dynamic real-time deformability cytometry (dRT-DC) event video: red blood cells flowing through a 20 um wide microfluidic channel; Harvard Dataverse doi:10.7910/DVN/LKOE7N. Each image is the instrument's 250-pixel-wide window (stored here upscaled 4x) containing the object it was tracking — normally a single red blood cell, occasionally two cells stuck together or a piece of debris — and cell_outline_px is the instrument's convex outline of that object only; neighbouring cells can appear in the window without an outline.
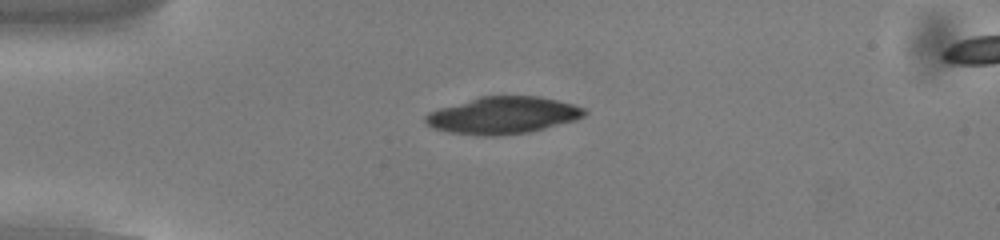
{"species": "common noctule bat (a hibernating species)", "species_latin": "Nyctalus noctula", "temperature_condition": "cold", "stored_images_in_passage": 53, "camera_frame_rate_fps": 3000, "um_per_image_px": 0.085, "animal": {"sex": "male", "body_mass_g": 13.0, "forearm_length_mm": 53.1}, "frame": {"image": 1, "passage_image": 13, "time_ms": 4.0, "image_size_px": [1000, 240], "cell_outline_px": [[588, 112], [584, 116], [576, 120], [528, 132], [496, 136], [480, 136], [448, 132], [432, 128], [424, 124], [424, 116], [428, 112], [440, 108], [480, 96], [540, 96], [572, 104], [584, 108]], "centroid_in_image_um": [42.71, 9.81], "position_along_channel_um": 42.3, "area_um2": 34.39}}
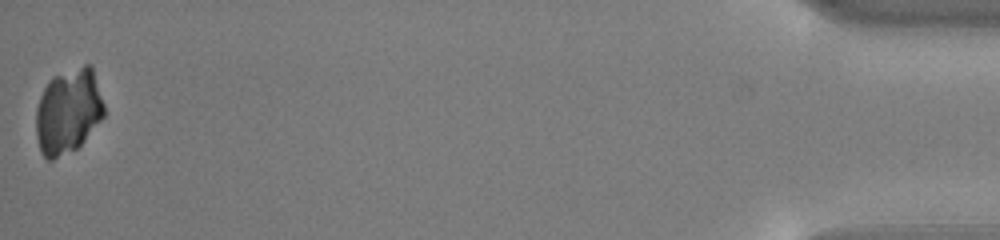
{"frame": {"image": 2, "passage_image": 53, "time_ms": 17.333, "image_size_px": [1000, 240], "cell_outline_px": [[104, 116], [84, 140], [76, 148], [52, 160], [48, 160], [44, 156], [40, 148], [36, 136], [36, 108], [40, 96], [48, 80], [52, 76], [84, 64], [92, 64], [104, 104]], "centroid_in_image_um": [5.8, 9.42], "position_along_channel_um": 429.4, "area_um2": 33.76}}